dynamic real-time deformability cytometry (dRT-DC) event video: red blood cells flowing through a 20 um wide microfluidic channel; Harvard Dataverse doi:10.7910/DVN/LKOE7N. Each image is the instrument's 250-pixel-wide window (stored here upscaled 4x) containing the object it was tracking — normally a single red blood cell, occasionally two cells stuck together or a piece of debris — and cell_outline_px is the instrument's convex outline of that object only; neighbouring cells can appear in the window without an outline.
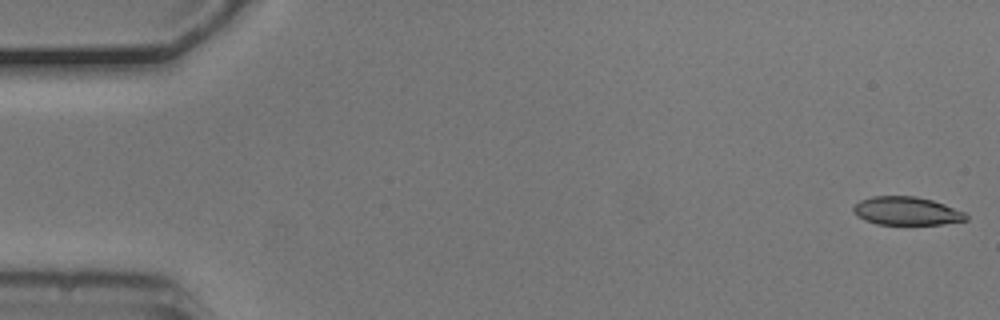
{"species": "common noctule bat (a hibernating species)", "species_latin": "Nyctalus noctula", "temperature_condition": "cold", "stored_images_in_passage": 54, "camera_frame_rate_fps": 3000, "um_per_image_px": 0.085, "animal": {"sex": "male", "body_mass_g": 20.5, "forearm_length_mm": 52.5}, "frame": {"image": 1, "passage_image": 1, "time_ms": 0.0, "image_size_px": [1000, 320], "cell_outline_px": [[968, 220], [944, 224], [876, 224], [864, 220], [852, 212], [852, 208], [860, 200], [872, 196], [916, 196], [932, 200], [944, 204], [964, 212], [968, 216]], "centroid_in_image_um": [77.05, 17.93], "position_along_channel_um": 8.0, "area_um2": 18.61}}
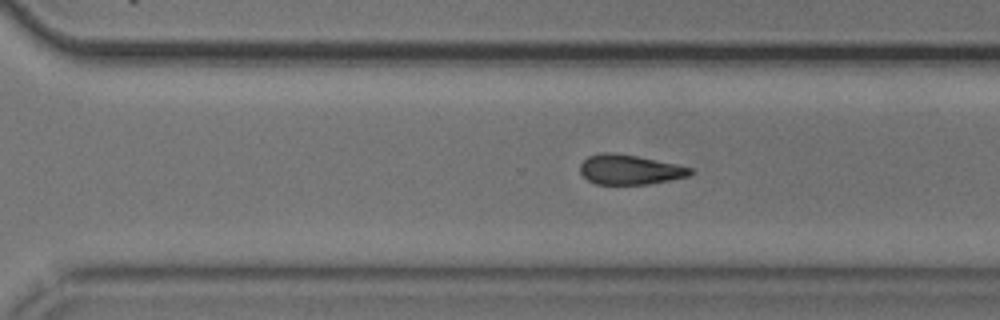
{"frame": {"image": 2, "passage_image": 37, "time_ms": 12.0, "image_size_px": [1000, 320], "cell_outline_px": [[692, 172], [688, 176], [672, 180], [648, 184], [596, 184], [588, 180], [580, 172], [580, 164], [588, 156], [600, 152], [616, 152], [676, 164], [692, 168]], "centroid_in_image_um": [53.5, 14.41], "position_along_channel_um": 317.1, "area_um2": 19.13}}
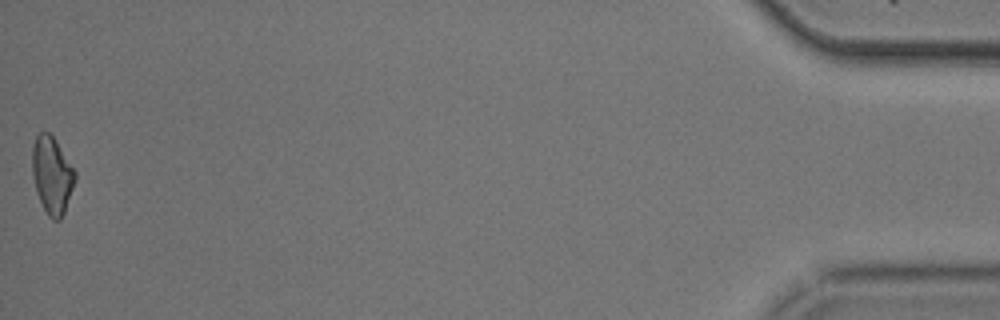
{"frame": {"image": 3, "passage_image": 54, "time_ms": 17.667, "image_size_px": [1000, 320], "cell_outline_px": [[76, 180], [64, 212], [60, 220], [52, 220], [48, 216], [36, 192], [32, 172], [32, 144], [36, 136], [40, 132], [48, 132], [52, 136], [76, 172]], "centroid_in_image_um": [4.41, 14.9], "position_along_channel_um": 430.8, "area_um2": 19.07}, "authors_computed_cell_mechanics": {"area_um2": 19.7387, "velocity_mm_per_s": 3.7209, "shape_relaxation_time_tau1_ms": 2.4176, "shape_relaxation_time_tau2_ms": 6.3141, "deformation_change_tau1": 0.1118, "deformation_change_tau2": 0.1651}}